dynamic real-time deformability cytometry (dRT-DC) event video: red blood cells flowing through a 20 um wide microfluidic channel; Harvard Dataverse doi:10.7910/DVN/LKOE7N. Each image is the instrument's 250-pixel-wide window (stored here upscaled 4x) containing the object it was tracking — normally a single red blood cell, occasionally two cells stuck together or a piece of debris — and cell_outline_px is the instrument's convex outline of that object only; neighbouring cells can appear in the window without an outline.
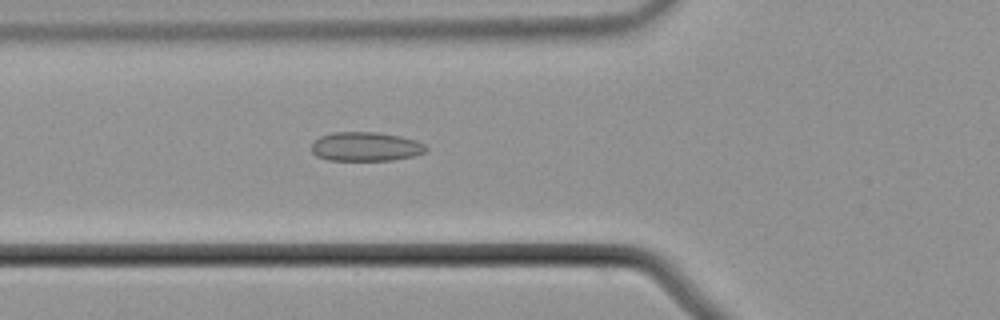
{"species": "common noctule bat (a hibernating species)", "species_latin": "Nyctalus noctula", "temperature_condition": "cold", "stored_images_in_passage": 38, "camera_frame_rate_fps": 3000, "um_per_image_px": 0.085, "animal": {"sex": "male", "body_mass_g": 21.5, "forearm_length_mm": 52.0}, "frame": {"image": 1, "passage_image": 3, "time_ms": 0.667, "image_size_px": [1000, 320], "cell_outline_px": [[428, 148], [424, 152], [412, 156], [392, 160], [328, 160], [316, 156], [312, 152], [312, 140], [320, 136], [332, 132], [380, 132], [400, 136], [416, 140], [424, 144]], "centroid_in_image_um": [31.05, 12.45], "position_along_channel_um": 94.8, "area_um2": 19.54}}
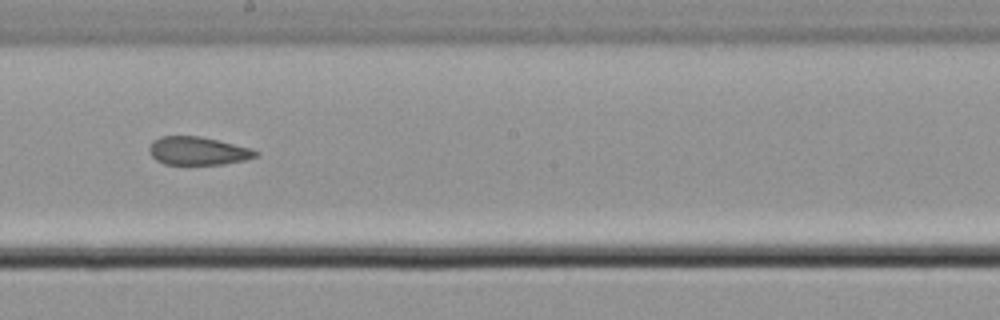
{"frame": {"image": 2, "passage_image": 14, "time_ms": 4.333, "image_size_px": [1000, 320], "cell_outline_px": [[260, 152], [256, 156], [244, 160], [224, 164], [164, 164], [156, 160], [152, 156], [148, 148], [152, 140], [160, 136], [200, 136], [252, 148]], "centroid_in_image_um": [16.81, 12.82], "position_along_channel_um": 231.4, "area_um2": 17.51}}
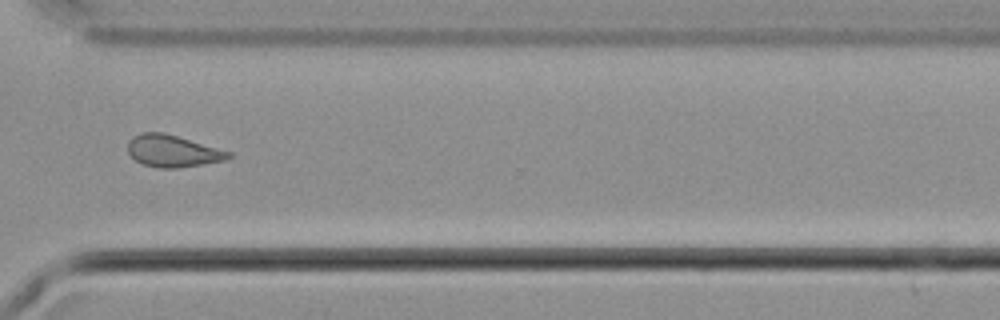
{"frame": {"image": 3, "passage_image": 24, "time_ms": 7.667, "image_size_px": [1000, 320], "cell_outline_px": [[232, 156], [224, 160], [176, 168], [156, 168], [144, 164], [136, 160], [128, 152], [128, 140], [132, 136], [140, 132], [164, 132], [232, 152]], "centroid_in_image_um": [14.65, 12.82], "position_along_channel_um": 356.0, "area_um2": 18.67}, "authors_computed_cell_mechanics": {"area_um2": 18.6694, "velocity_mm_per_s": 3.7212, "shape_relaxation_time_tau1_ms": null, "shape_relaxation_time_tau2_ms": 2.7933, "deformation_change_tau1": null, "deformation_change_tau2": 0.0742}}